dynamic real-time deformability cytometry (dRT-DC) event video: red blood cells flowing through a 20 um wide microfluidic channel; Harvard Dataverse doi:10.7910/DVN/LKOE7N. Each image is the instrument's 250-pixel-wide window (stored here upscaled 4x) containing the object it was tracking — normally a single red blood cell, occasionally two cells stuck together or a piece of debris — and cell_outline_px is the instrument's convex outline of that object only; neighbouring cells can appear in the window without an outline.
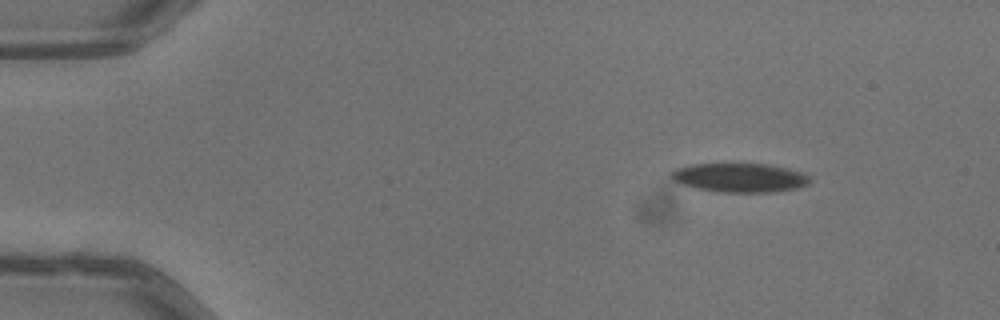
{"species": "common noctule bat (a hibernating species)", "species_latin": "Nyctalus noctula", "temperature_condition": "warm", "stored_images_in_passage": 48, "camera_frame_rate_fps": 3000, "um_per_image_px": 0.085, "animal": {"sex": "male", "body_mass_g": 13.3}, "frame": {"image": 1, "passage_image": 1, "time_ms": 0.0, "image_size_px": [1000, 320], "cell_outline_px": [[812, 180], [808, 184], [796, 188], [768, 192], [720, 192], [696, 188], [672, 180], [668, 176], [676, 168], [692, 164], [768, 164], [788, 168], [800, 172], [808, 176]], "centroid_in_image_um": [62.86, 15.1], "position_along_channel_um": 22.1, "area_um2": 23.29}}
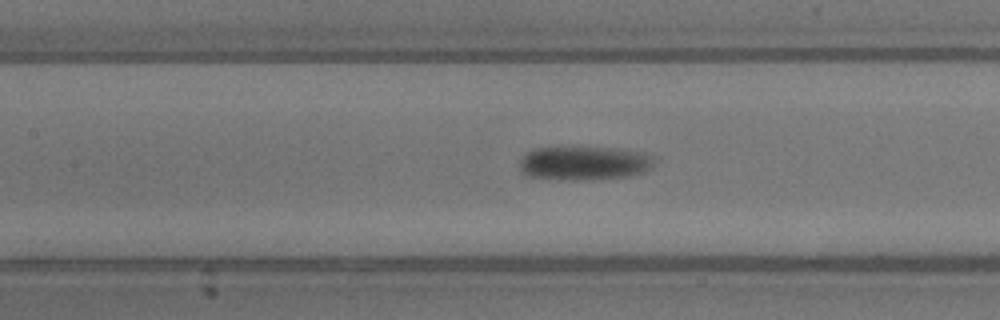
{"frame": {"image": 2, "passage_image": 19, "time_ms": 6.0, "image_size_px": [1000, 320], "cell_outline_px": [[652, 160], [648, 168], [644, 172], [632, 176], [592, 180], [564, 180], [524, 176], [520, 172], [520, 160], [532, 148], [608, 148], [644, 152], [652, 156]], "centroid_in_image_um": [49.59, 13.89], "position_along_channel_um": 157.8, "area_um2": 26.53}}
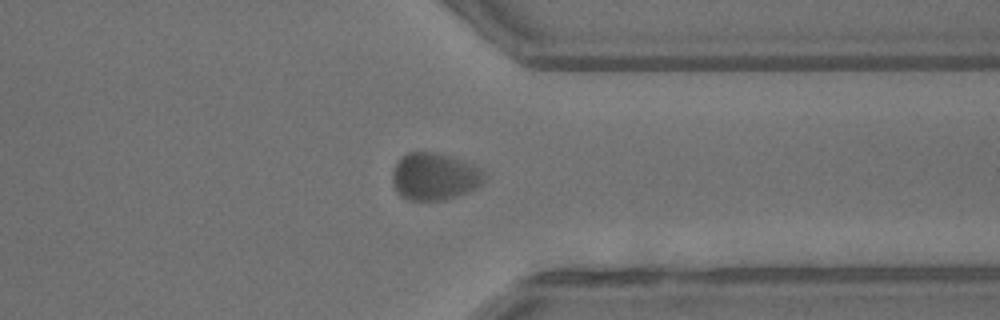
{"frame": {"image": 3, "passage_image": 36, "time_ms": 11.667, "image_size_px": [1000, 320], "cell_outline_px": [[480, 184], [456, 196], [444, 200], [408, 200], [400, 196], [396, 192], [392, 180], [392, 172], [400, 156], [408, 152], [432, 152], [448, 156], [476, 168], [480, 172]], "centroid_in_image_um": [36.77, 15.02], "position_along_channel_um": 374.6, "area_um2": 24.33}, "authors_computed_cell_mechanics": {"area_um2": 24.8829, "velocity_mm_per_s": 3.8674, "shape_relaxation_time_tau1_ms": 9.7255, "shape_relaxation_time_tau2_ms": null, "deformation_change_tau1": 0.1827, "deformation_change_tau2": null}}